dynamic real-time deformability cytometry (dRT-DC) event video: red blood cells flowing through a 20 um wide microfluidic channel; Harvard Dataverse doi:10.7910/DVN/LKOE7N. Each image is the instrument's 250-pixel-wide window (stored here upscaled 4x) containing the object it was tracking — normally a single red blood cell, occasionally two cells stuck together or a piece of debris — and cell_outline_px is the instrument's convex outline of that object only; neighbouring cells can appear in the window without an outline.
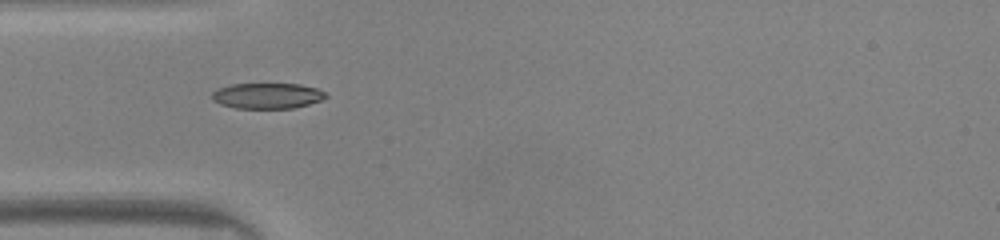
{"species": "common noctule bat (a hibernating species)", "species_latin": "Nyctalus noctula", "temperature_condition": "warm", "stored_images_in_passage": 35, "camera_frame_rate_fps": 3000, "um_per_image_px": 0.085, "animal": {"sex": "male", "body_mass_g": 20.0, "forearm_length_mm": 53.3}, "frame": {"image": 1, "passage_image": 1, "time_ms": 0.0, "image_size_px": [1000, 240], "cell_outline_px": [[328, 96], [320, 100], [308, 104], [292, 108], [236, 108], [220, 104], [212, 100], [212, 92], [220, 88], [232, 84], [300, 84], [316, 88], [324, 92]], "centroid_in_image_um": [22.7, 8.14], "position_along_channel_um": 62.3, "area_um2": 16.82}}
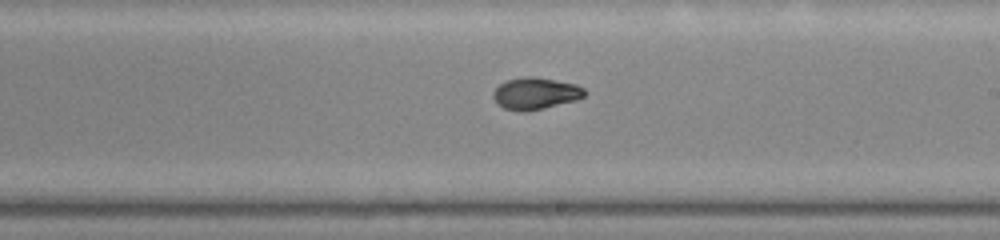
{"frame": {"image": 2, "passage_image": 14, "time_ms": 4.333, "image_size_px": [1000, 240], "cell_outline_px": [[588, 92], [584, 96], [576, 100], [544, 108], [524, 112], [520, 112], [504, 108], [492, 96], [492, 92], [500, 84], [508, 80], [524, 76], [532, 76], [576, 84], [584, 88]], "centroid_in_image_um": [45.53, 7.94], "position_along_channel_um": 243.5, "area_um2": 16.88}}
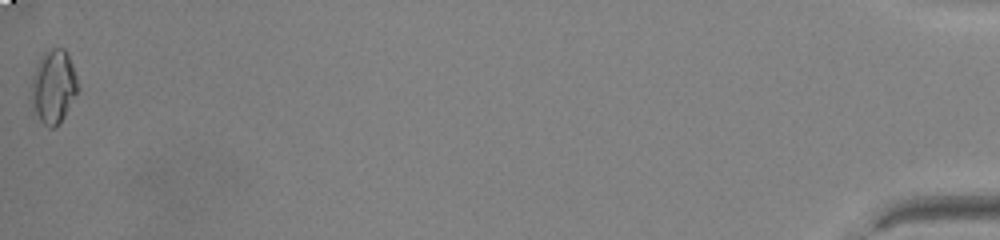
{"frame": {"image": 3, "passage_image": 35, "time_ms": 11.333, "image_size_px": [1000, 240], "cell_outline_px": [[80, 88], [76, 96], [64, 116], [52, 128], [48, 128], [32, 112], [32, 76], [40, 56], [48, 48], [64, 48], [68, 52]], "centroid_in_image_um": [4.55, 7.33], "position_along_channel_um": 430.6, "area_um2": 20.11}, "authors_computed_cell_mechanics": {"area_um2": 16.762, "velocity_mm_per_s": 4.1792, "shape_relaxation_time_tau1_ms": 6.3605, "shape_relaxation_time_tau2_ms": 1.311, "deformation_change_tau1": 0.2374, "deformation_change_tau2": 0.0538}}